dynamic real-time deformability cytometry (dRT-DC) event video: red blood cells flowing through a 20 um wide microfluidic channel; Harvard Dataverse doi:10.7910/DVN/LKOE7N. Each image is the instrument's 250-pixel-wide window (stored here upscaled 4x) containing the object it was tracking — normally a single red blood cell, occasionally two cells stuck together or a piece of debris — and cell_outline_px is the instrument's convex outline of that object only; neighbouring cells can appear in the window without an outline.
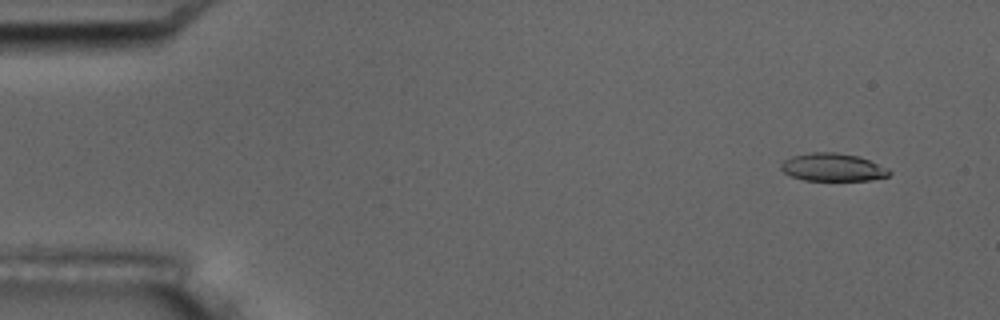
{"species": "common noctule bat (a hibernating species)", "species_latin": "Nyctalus noctula", "temperature_condition": "room temperature", "stored_images_in_passage": 6, "camera_frame_rate_fps": 3000, "um_per_image_px": 0.085, "animal": {"sex": "male", "body_mass_g": 17.5, "forearm_length_mm": 52.3}, "frame": {"image": 1, "passage_image": 2, "time_ms": 1.0, "image_size_px": [1000, 320], "cell_outline_px": [[892, 172], [888, 176], [872, 180], [804, 180], [792, 176], [784, 172], [780, 168], [780, 164], [784, 160], [792, 156], [812, 152], [836, 152], [860, 156], [888, 168]], "centroid_in_image_um": [70.8, 14.21], "position_along_channel_um": 14.2, "area_um2": 17.63}}
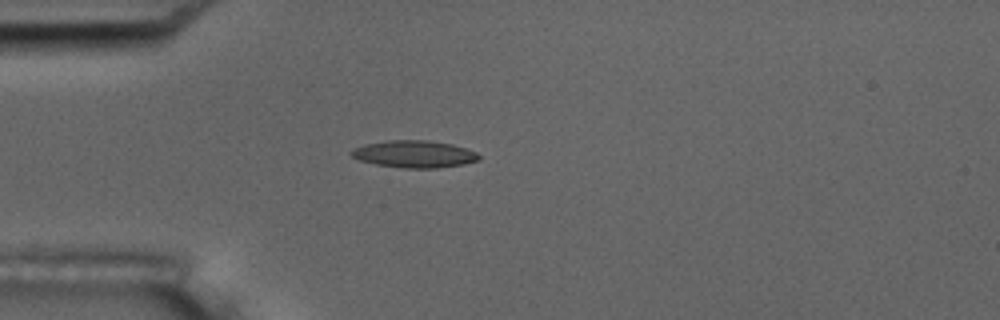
{"frame": {"image": 2, "passage_image": 5, "time_ms": 4.667, "image_size_px": [1000, 320], "cell_outline_px": [[480, 160], [464, 164], [436, 168], [404, 168], [376, 164], [360, 160], [352, 156], [348, 152], [352, 148], [364, 144], [388, 140], [428, 140], [452, 144], [476, 152], [480, 156]], "centroid_in_image_um": [35.19, 13.09], "position_along_channel_um": 49.8, "area_um2": 20.23}}